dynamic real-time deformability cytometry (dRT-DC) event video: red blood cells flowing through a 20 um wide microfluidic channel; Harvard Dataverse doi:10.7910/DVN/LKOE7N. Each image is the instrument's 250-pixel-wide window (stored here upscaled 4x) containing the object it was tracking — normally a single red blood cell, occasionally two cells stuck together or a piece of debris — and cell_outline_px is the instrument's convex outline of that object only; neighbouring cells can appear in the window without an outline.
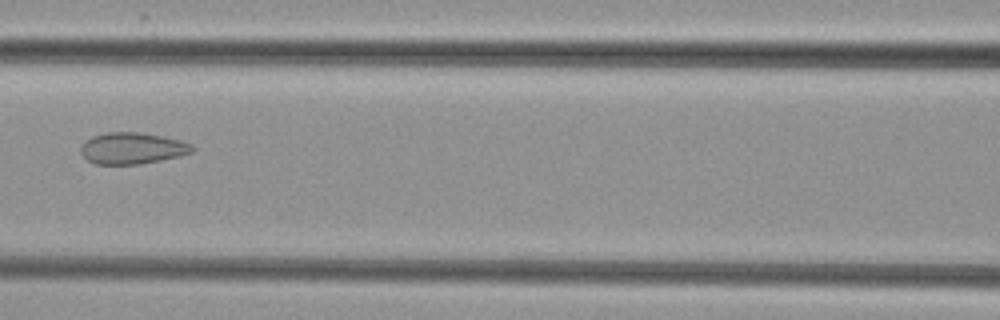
{"species": "common noctule bat (a hibernating species)", "species_latin": "Nyctalus noctula", "temperature_condition": "cold", "stored_images_in_passage": 8, "camera_frame_rate_fps": 3000, "um_per_image_px": 0.085, "animal": {"sex": "female", "body_mass_g": 29.2, "forearm_length_mm": 56.3}, "frame": {"image": 1, "passage_image": 8, "time_ms": 8.0, "image_size_px": [1000, 320], "cell_outline_px": [[196, 148], [192, 152], [180, 156], [140, 164], [96, 164], [88, 160], [80, 152], [80, 148], [84, 140], [92, 136], [104, 132], [136, 132], [160, 136], [180, 140], [192, 144]], "centroid_in_image_um": [11.23, 12.6], "position_along_channel_um": 155.4, "area_um2": 20.46}}